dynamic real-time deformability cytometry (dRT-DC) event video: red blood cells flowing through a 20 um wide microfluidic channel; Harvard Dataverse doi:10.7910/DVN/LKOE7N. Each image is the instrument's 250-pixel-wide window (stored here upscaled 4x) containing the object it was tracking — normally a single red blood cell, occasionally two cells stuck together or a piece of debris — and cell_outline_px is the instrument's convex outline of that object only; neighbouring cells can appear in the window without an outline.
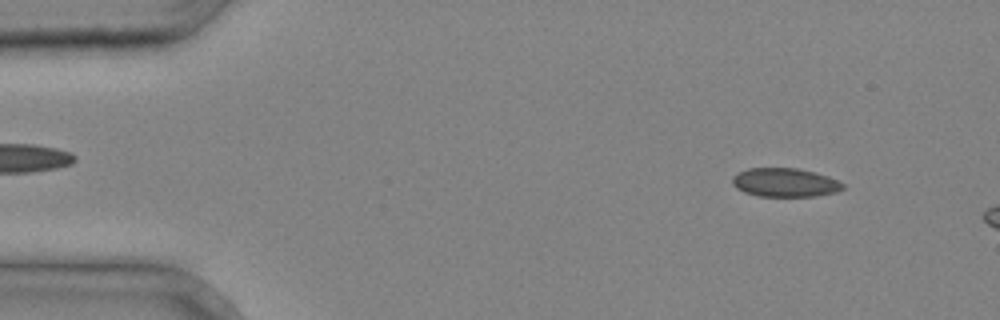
{"species": "common noctule bat (a hibernating species)", "species_latin": "Nyctalus noctula", "temperature_condition": "cold", "stored_images_in_passage": 3, "segment_of_instrument_passage": [2, 2], "camera_frame_rate_fps": 3000, "um_per_image_px": 0.085, "animal": {"sex": "male", "body_mass_g": 20.4}, "frame": {"image": 1, "passage_image": 3, "time_ms": 0.667, "image_size_px": [1000, 320], "cell_outline_px": [[844, 188], [836, 192], [816, 196], [756, 196], [744, 192], [736, 188], [732, 184], [732, 176], [736, 172], [748, 168], [796, 168], [816, 172], [828, 176], [844, 184]], "centroid_in_image_um": [66.68, 15.51], "position_along_channel_um": 18.3, "area_um2": 18.67}}